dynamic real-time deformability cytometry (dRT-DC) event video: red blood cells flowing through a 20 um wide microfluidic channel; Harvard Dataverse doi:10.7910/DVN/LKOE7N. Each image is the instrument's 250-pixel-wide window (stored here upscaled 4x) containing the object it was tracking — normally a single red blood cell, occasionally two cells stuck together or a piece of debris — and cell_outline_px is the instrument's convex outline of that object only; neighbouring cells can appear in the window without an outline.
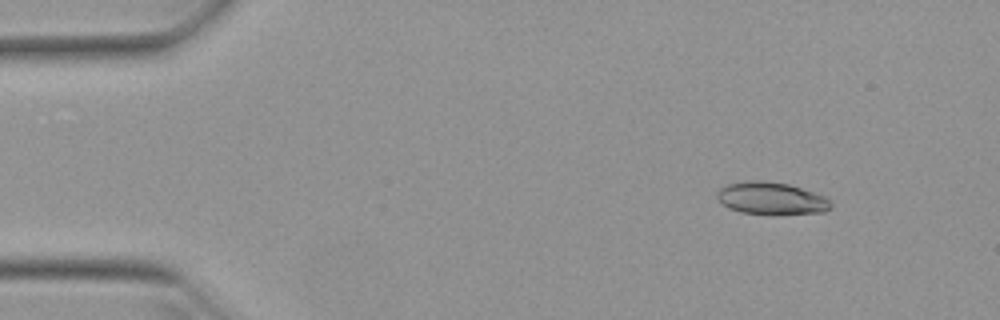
{"species": "Egyptian fruit bat (a non-hibernating species)", "species_latin": "Rousettus aegyptiacus", "temperature_condition": "warm", "stored_images_in_passage": 51, "camera_frame_rate_fps": 3000, "um_per_image_px": 0.085, "animal": {"sex": "female"}, "frame": {"image": 1, "passage_image": 6, "time_ms": 1.667, "image_size_px": [1000, 320], "cell_outline_px": [[832, 208], [824, 212], [776, 216], [768, 216], [740, 212], [728, 208], [716, 196], [716, 192], [720, 188], [728, 184], [748, 180], [760, 180], [788, 184], [824, 196], [832, 204]], "centroid_in_image_um": [65.56, 16.9], "position_along_channel_um": 19.4, "area_um2": 21.91}}
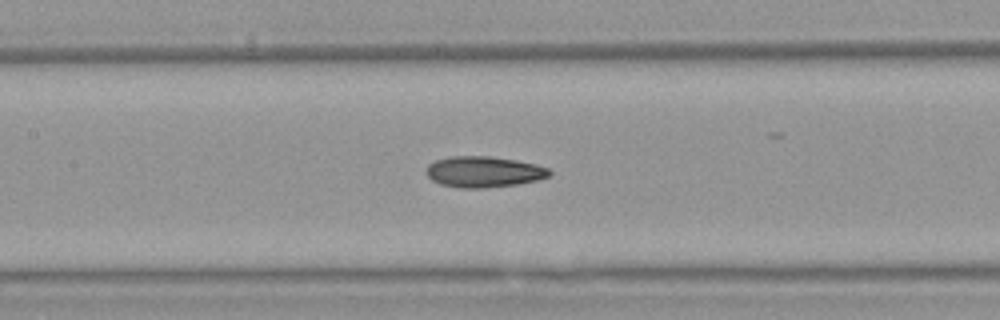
{"frame": {"image": 2, "passage_image": 24, "time_ms": 7.667, "image_size_px": [1000, 320], "cell_outline_px": [[552, 172], [548, 176], [536, 180], [516, 184], [484, 188], [460, 188], [440, 184], [432, 180], [424, 172], [424, 168], [428, 164], [436, 160], [452, 156], [492, 156], [516, 160], [536, 164], [548, 168]], "centroid_in_image_um": [41.07, 14.6], "position_along_channel_um": 166.3, "area_um2": 22.31}}
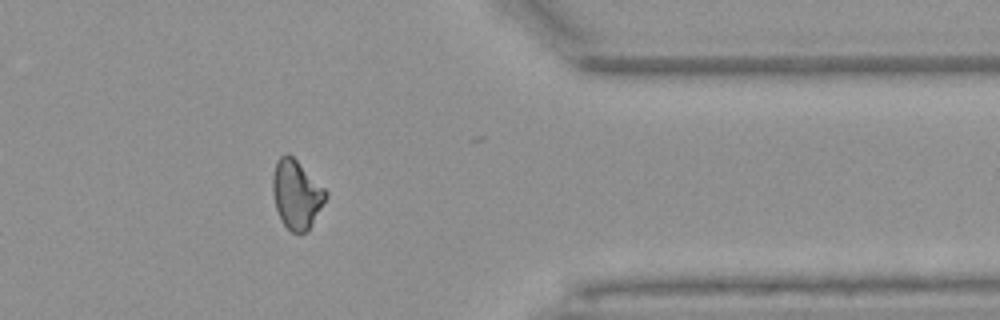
{"frame": {"image": 3, "passage_image": 42, "time_ms": 13.667, "image_size_px": [1000, 320], "cell_outline_px": [[328, 196], [312, 224], [304, 232], [292, 232], [284, 224], [276, 208], [272, 192], [272, 176], [276, 160], [284, 152], [288, 152], [328, 192]], "centroid_in_image_um": [25.18, 16.48], "position_along_channel_um": 386.2, "area_um2": 21.04}, "authors_computed_cell_mechanics": {"area_um2": 21.5594, "velocity_mm_per_s": 3.9514, "shape_relaxation_time_tau1_ms": 11.0217, "shape_relaxation_time_tau2_ms": 4.9299, "deformation_change_tau1": 0.2212, "deformation_change_tau2": 0.1318}}